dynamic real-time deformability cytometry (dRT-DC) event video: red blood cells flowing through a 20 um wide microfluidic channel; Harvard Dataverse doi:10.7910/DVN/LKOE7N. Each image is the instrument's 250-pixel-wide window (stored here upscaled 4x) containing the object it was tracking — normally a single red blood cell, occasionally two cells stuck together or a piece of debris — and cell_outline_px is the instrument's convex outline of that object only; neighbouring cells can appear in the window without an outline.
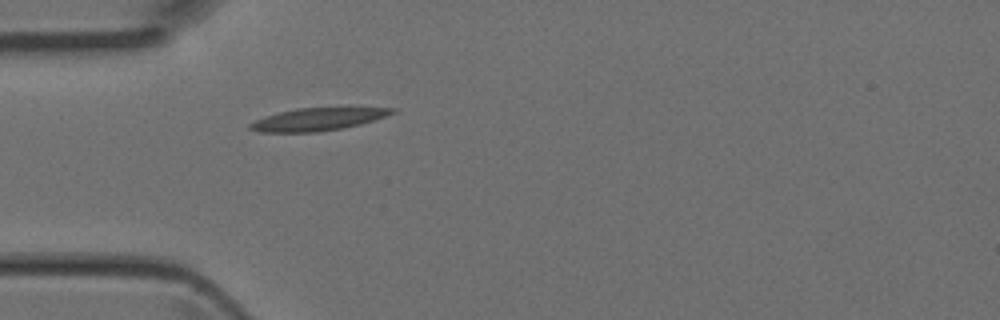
{"species": "Egyptian fruit bat (a non-hibernating species)", "species_latin": "Rousettus aegyptiacus", "temperature_condition": "room temperature", "stored_images_in_passage": 1, "camera_frame_rate_fps": 3000, "um_per_image_px": 0.085, "animal": {"sex": "female"}, "frame": {"image": 1, "passage_image": 1, "time_ms": 0.0, "image_size_px": [1000, 320], "cell_outline_px": [[396, 112], [360, 124], [340, 128], [316, 132], [260, 132], [248, 128], [248, 124], [264, 116], [296, 108], [396, 108]], "centroid_in_image_um": [26.94, 10.14], "position_along_channel_um": 58.1, "area_um2": 18.32}}